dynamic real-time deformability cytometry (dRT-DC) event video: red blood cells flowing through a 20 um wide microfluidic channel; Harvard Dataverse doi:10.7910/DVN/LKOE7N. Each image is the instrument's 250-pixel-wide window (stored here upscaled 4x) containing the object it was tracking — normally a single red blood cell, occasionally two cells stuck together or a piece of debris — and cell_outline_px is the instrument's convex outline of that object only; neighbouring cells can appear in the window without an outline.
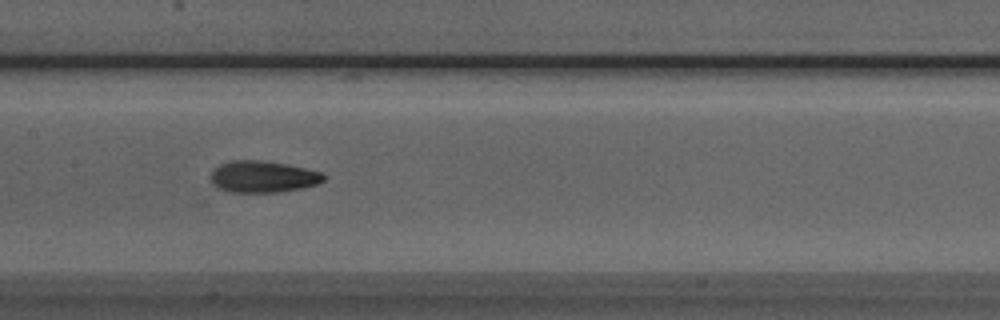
{"species": "Egyptian fruit bat (a non-hibernating species)", "species_latin": "Rousettus aegyptiacus", "temperature_condition": "room temperature", "stored_images_in_passage": 50, "camera_frame_rate_fps": 3000, "um_per_image_px": 0.085, "animal": {"sex": "male"}, "frame": {"image": 1, "passage_image": 24, "time_ms": 7.667, "image_size_px": [1000, 320], "cell_outline_px": [[324, 180], [316, 184], [304, 188], [280, 192], [232, 192], [220, 188], [212, 184], [208, 176], [212, 168], [220, 164], [232, 160], [264, 160], [288, 164], [320, 172], [324, 176]], "centroid_in_image_um": [22.29, 15.01], "position_along_channel_um": 185.1, "area_um2": 21.04}}
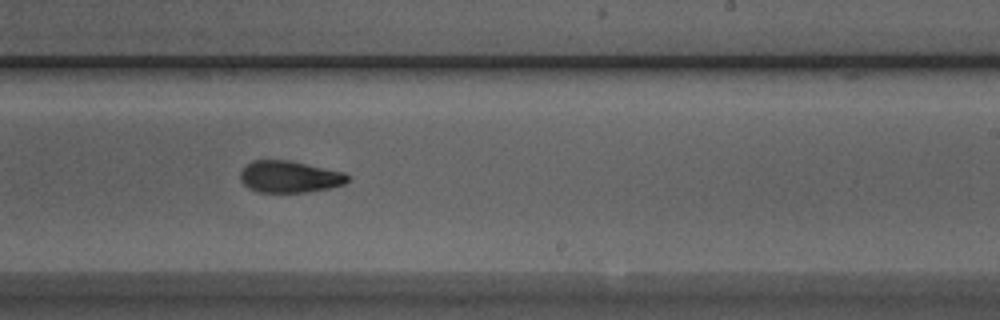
{"frame": {"image": 2, "passage_image": 30, "time_ms": 9.667, "image_size_px": [1000, 320], "cell_outline_px": [[348, 180], [344, 184], [328, 188], [308, 192], [256, 192], [248, 188], [240, 180], [240, 172], [252, 160], [288, 160], [344, 172], [348, 176]], "centroid_in_image_um": [24.58, 15.03], "position_along_channel_um": 264.4, "area_um2": 19.77}}
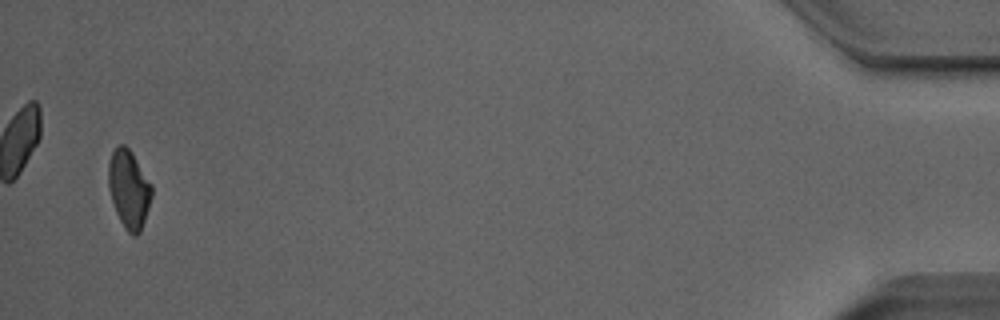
{"frame": {"image": 3, "passage_image": 49, "time_ms": 16.0, "image_size_px": [1000, 320], "cell_outline_px": [[152, 196], [140, 232], [136, 236], [132, 236], [124, 228], [116, 212], [108, 188], [108, 164], [112, 152], [116, 144], [124, 144], [132, 152], [152, 184]], "centroid_in_image_um": [10.95, 16.05], "position_along_channel_um": 424.3, "area_um2": 19.83}, "authors_computed_cell_mechanics": {"area_um2": 20.1144, "velocity_mm_per_s": 3.9944, "shape_relaxation_time_tau1_ms": 7.5454, "shape_relaxation_time_tau2_ms": 3.7888, "deformation_change_tau1": 0.1881, "deformation_change_tau2": 0.0965}}